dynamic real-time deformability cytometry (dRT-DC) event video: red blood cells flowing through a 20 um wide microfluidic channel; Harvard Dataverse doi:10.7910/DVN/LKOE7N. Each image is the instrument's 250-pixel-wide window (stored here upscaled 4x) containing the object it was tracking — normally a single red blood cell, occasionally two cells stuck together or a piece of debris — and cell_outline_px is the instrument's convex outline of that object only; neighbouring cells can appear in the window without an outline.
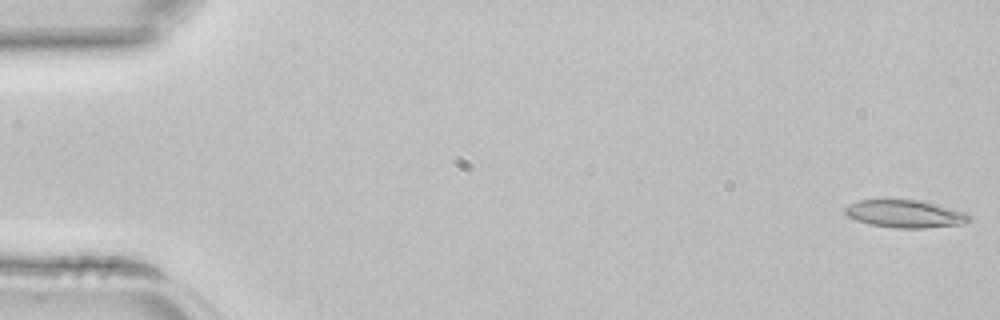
{"species": "common noctule bat (a hibernating species)", "species_latin": "Nyctalus noctula", "temperature_condition": "room temperature", "stored_images_in_passage": 4, "camera_frame_rate_fps": 3000, "um_per_image_px": 0.085, "animal": {"sex": "female", "body_mass_g": 22.7, "forearm_length_mm": 54.2}, "frame": {"image": 1, "passage_image": 1, "time_ms": 0.0, "image_size_px": [1000, 320], "cell_outline_px": [[972, 220], [960, 224], [924, 228], [892, 228], [868, 224], [856, 220], [848, 216], [844, 212], [844, 208], [860, 200], [920, 200], [936, 204], [964, 212]], "centroid_in_image_um": [76.9, 18.19], "position_along_channel_um": 8.1, "area_um2": 19.77}}
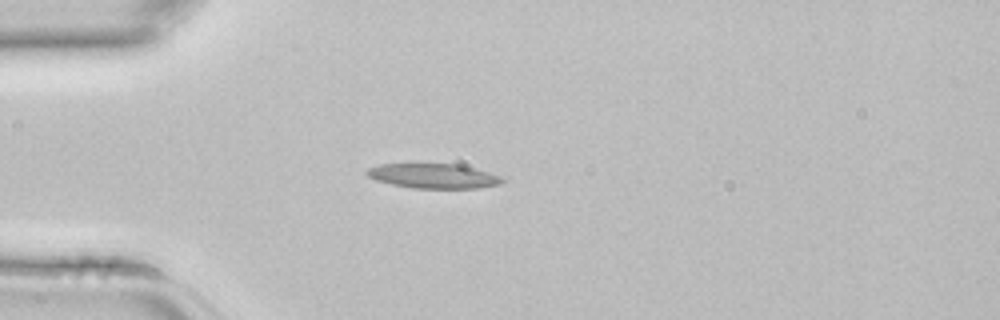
{"frame": {"image": 2, "passage_image": 4, "time_ms": 1.0, "image_size_px": [1000, 320], "cell_outline_px": [[504, 180], [500, 184], [476, 188], [412, 188], [392, 184], [376, 180], [368, 176], [364, 172], [368, 168], [380, 164], [460, 164], [488, 172], [500, 176]], "centroid_in_image_um": [36.82, 14.95], "position_along_channel_um": 48.2, "area_um2": 19.36}}